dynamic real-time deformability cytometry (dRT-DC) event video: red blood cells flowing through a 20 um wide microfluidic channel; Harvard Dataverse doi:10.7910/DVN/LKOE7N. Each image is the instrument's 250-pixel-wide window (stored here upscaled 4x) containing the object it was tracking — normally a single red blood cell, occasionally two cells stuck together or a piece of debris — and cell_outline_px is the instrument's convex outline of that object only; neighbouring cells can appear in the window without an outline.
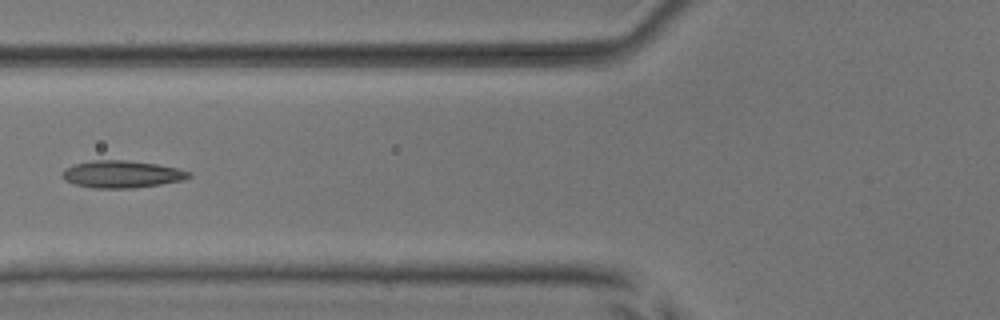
{"species": "common noctule bat (a hibernating species)", "species_latin": "Nyctalus noctula", "temperature_condition": "room temperature", "stored_images_in_passage": 5, "camera_frame_rate_fps": 3000, "um_per_image_px": 0.085, "animal": {"sex": "male", "body_mass_g": 17.9, "forearm_length_mm": 54.2}, "frame": {"image": 1, "passage_image": 5, "time_ms": 4.667, "image_size_px": [1000, 320], "cell_outline_px": [[192, 176], [184, 180], [160, 184], [132, 188], [92, 188], [76, 184], [64, 180], [60, 176], [64, 168], [76, 164], [92, 160], [128, 160], [156, 164], [176, 168], [192, 172]], "centroid_in_image_um": [10.34, 14.8], "position_along_channel_um": 115.5, "area_um2": 20.11}}